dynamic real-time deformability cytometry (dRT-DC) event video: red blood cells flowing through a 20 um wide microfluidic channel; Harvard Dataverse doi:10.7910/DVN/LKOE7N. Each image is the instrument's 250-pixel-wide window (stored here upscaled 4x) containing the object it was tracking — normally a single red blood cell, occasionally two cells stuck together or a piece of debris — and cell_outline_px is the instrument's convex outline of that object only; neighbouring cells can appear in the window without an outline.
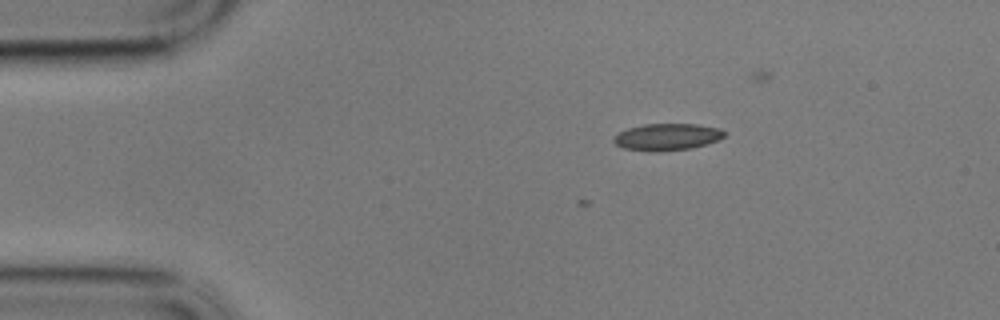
{"species": "common noctule bat (a hibernating species)", "species_latin": "Nyctalus noctula", "temperature_condition": "cold", "stored_images_in_passage": 4, "camera_frame_rate_fps": 3000, "um_per_image_px": 0.085, "animal": {"sex": "male", "body_mass_g": 17.9}, "frame": {"image": 1, "passage_image": 1, "time_ms": 0.0, "image_size_px": [1000, 320], "cell_outline_px": [[728, 132], [720, 140], [708, 144], [692, 148], [656, 152], [648, 152], [624, 148], [616, 144], [612, 140], [612, 136], [628, 128], [644, 124], [696, 124], [720, 128]], "centroid_in_image_um": [56.73, 11.64], "position_along_channel_um": 28.3, "area_um2": 17.63}}